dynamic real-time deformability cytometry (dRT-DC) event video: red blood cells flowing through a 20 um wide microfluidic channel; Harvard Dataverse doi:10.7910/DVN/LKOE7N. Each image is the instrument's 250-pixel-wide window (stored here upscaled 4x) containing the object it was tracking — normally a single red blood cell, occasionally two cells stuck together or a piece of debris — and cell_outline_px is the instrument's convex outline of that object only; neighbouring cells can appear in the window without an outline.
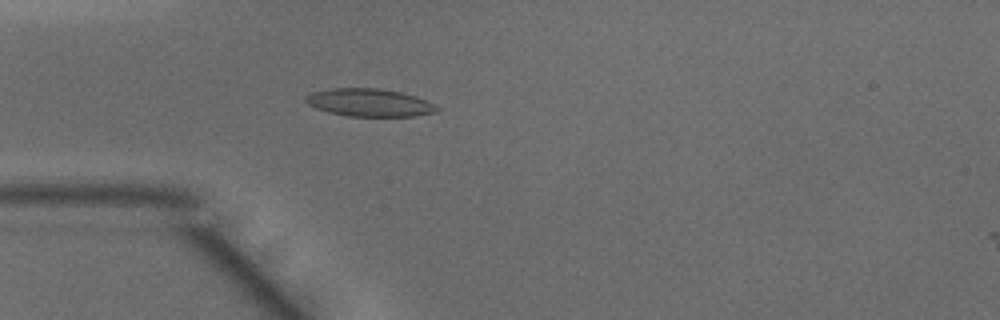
{"species": "common noctule bat (a hibernating species)", "species_latin": "Nyctalus noctula", "temperature_condition": "warm", "stored_images_in_passage": 14, "camera_frame_rate_fps": 3000, "um_per_image_px": 0.085, "animal": {"sex": "male", "body_mass_g": 15.6}, "frame": {"image": 1, "passage_image": 13, "time_ms": 4.0, "image_size_px": [1000, 320], "cell_outline_px": [[440, 108], [436, 112], [416, 116], [348, 116], [328, 112], [316, 108], [308, 104], [304, 100], [304, 96], [312, 92], [332, 88], [380, 88], [400, 92], [416, 96]], "centroid_in_image_um": [31.37, 8.72], "position_along_channel_um": 53.6, "area_um2": 21.21}}